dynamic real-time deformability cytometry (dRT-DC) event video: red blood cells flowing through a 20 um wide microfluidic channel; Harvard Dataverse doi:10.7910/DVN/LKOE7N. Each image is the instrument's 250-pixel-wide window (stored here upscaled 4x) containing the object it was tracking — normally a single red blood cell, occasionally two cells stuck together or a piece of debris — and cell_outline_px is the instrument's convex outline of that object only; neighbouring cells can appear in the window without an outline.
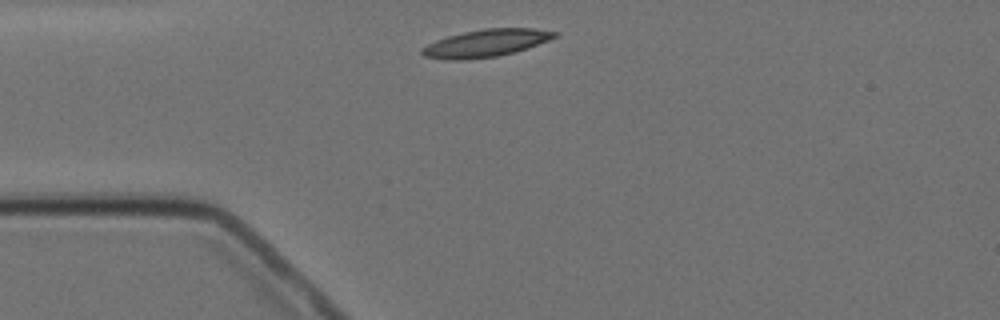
{"species": "Egyptian fruit bat (a non-hibernating species)", "species_latin": "Rousettus aegyptiacus", "temperature_condition": "cold", "stored_images_in_passage": 2, "camera_frame_rate_fps": 3000, "um_per_image_px": 0.085, "animal": {"sex": "female"}, "frame": {"image": 1, "passage_image": 1, "time_ms": 0.0, "image_size_px": [1000, 320], "cell_outline_px": [[560, 36], [528, 48], [496, 56], [464, 60], [444, 60], [424, 56], [420, 52], [420, 48], [436, 40], [448, 36], [464, 32], [484, 28], [532, 28], [560, 32]], "centroid_in_image_um": [41.32, 3.66], "position_along_channel_um": 43.7, "area_um2": 21.33}}
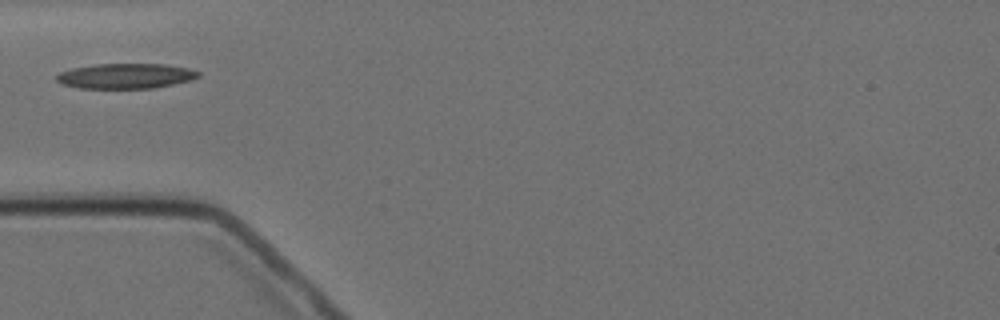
{"frame": {"image": 2, "passage_image": 2, "time_ms": 1.333, "image_size_px": [1000, 320], "cell_outline_px": [[200, 76], [188, 80], [172, 84], [152, 88], [80, 88], [60, 84], [56, 80], [56, 76], [60, 72], [72, 68], [96, 64], [164, 64], [188, 68], [200, 72]], "centroid_in_image_um": [10.64, 6.45], "position_along_channel_um": 74.4, "area_um2": 20.63}}